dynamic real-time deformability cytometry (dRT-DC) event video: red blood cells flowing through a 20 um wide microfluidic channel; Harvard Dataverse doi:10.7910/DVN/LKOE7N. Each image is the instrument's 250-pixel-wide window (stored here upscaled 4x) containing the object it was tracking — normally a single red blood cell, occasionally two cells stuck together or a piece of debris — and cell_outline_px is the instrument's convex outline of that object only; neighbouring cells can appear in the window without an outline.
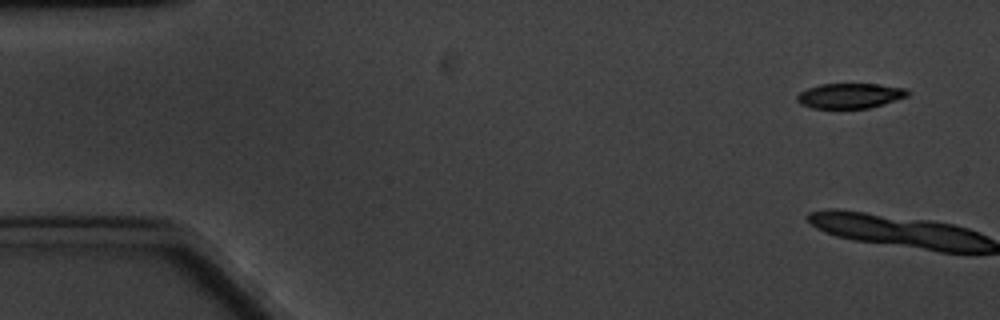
{"species": "common noctule bat (a hibernating species)", "species_latin": "Nyctalus noctula", "temperature_condition": "cold", "stored_images_in_passage": 10, "camera_frame_rate_fps": 3000, "um_per_image_px": 0.085, "animal": {"sex": "male", "body_mass_g": 20.1, "forearm_length_mm": 53.5}, "frame": {"image": 1, "passage_image": 1, "time_ms": 0.0, "image_size_px": [1000, 320], "cell_outline_px": [[912, 92], [908, 96], [868, 108], [812, 108], [800, 104], [796, 100], [796, 96], [800, 92], [808, 88], [820, 84], [880, 84], [908, 88]], "centroid_in_image_um": [72.27, 8.13], "position_along_channel_um": 12.7, "area_um2": 16.24}}
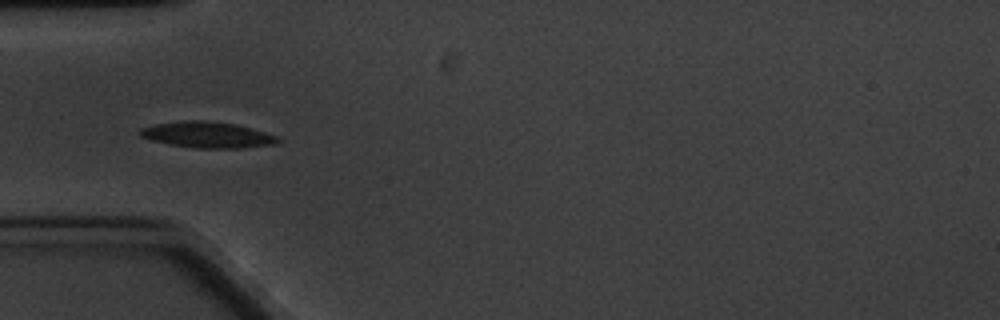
{"frame": {"image": 2, "passage_image": 6, "time_ms": 6.667, "image_size_px": [1000, 320], "cell_outline_px": [[280, 140], [276, 144], [244, 148], [196, 148], [168, 144], [152, 140], [140, 136], [136, 132], [140, 128], [156, 124], [184, 120], [200, 120], [236, 124], [264, 132], [276, 136]], "centroid_in_image_um": [17.59, 11.46], "position_along_channel_um": 67.4, "area_um2": 20.87}}